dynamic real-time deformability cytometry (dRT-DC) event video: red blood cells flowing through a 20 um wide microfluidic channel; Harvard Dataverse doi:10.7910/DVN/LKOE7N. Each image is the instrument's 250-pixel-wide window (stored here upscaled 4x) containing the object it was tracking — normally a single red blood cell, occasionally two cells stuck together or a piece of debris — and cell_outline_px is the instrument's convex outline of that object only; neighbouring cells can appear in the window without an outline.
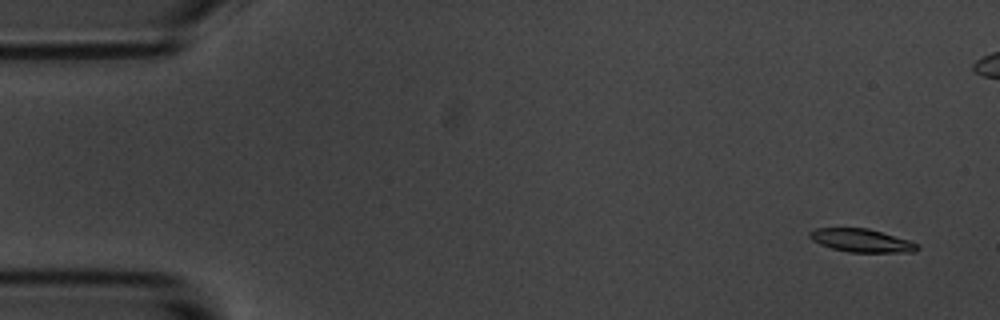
{"species": "common noctule bat (a hibernating species)", "species_latin": "Nyctalus noctula", "temperature_condition": "room temperature", "stored_images_in_passage": 5, "camera_frame_rate_fps": 3000, "um_per_image_px": 0.085, "animal": {"sex": "male", "body_mass_g": 20.1, "forearm_length_mm": 53.5}, "frame": {"image": 1, "passage_image": 1, "time_ms": 0.0, "image_size_px": [1000, 320], "cell_outline_px": [[920, 248], [912, 252], [848, 252], [832, 248], [820, 244], [812, 240], [808, 236], [808, 232], [816, 228], [868, 228], [908, 240], [920, 244]], "centroid_in_image_um": [73.22, 20.44], "position_along_channel_um": 11.8, "area_um2": 14.51}}